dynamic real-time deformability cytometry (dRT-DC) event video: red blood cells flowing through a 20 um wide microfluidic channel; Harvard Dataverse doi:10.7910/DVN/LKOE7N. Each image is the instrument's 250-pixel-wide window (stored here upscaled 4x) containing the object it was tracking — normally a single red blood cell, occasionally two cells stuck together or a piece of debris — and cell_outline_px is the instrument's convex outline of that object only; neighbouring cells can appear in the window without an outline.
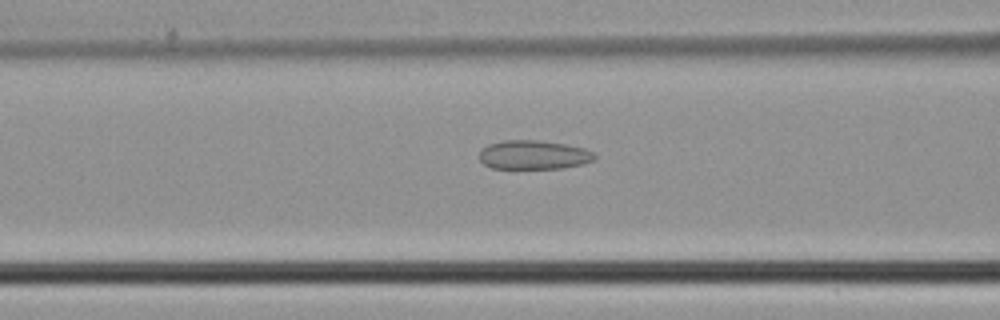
{"species": "common noctule bat (a hibernating species)", "species_latin": "Nyctalus noctula", "temperature_condition": "cold", "stored_images_in_passage": 42, "camera_frame_rate_fps": 3000, "um_per_image_px": 0.085, "animal": {"sex": "male", "body_mass_g": 21.5, "forearm_length_mm": 52.0}, "frame": {"image": 1, "passage_image": 18, "time_ms": 5.667, "image_size_px": [1000, 320], "cell_outline_px": [[596, 160], [584, 164], [564, 168], [492, 168], [484, 164], [480, 160], [480, 152], [488, 144], [500, 140], [536, 140], [564, 144], [584, 148], [596, 152]], "centroid_in_image_um": [45.41, 13.16], "position_along_channel_um": 121.2, "area_um2": 19.59}}
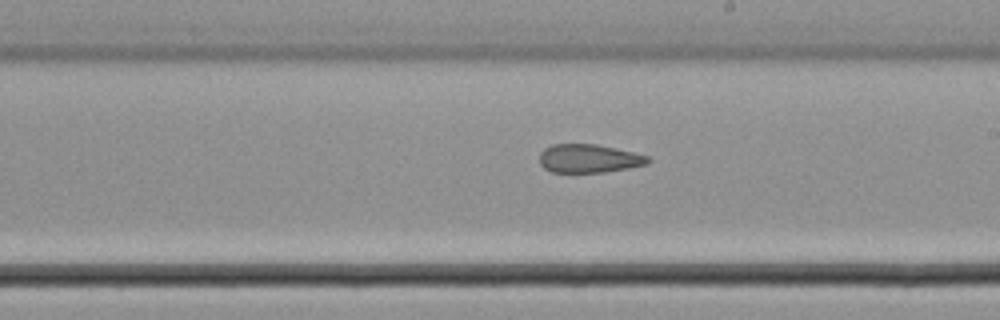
{"frame": {"image": 2, "passage_image": 26, "time_ms": 8.333, "image_size_px": [1000, 320], "cell_outline_px": [[652, 160], [648, 164], [628, 168], [604, 172], [552, 172], [544, 168], [540, 164], [540, 152], [544, 148], [552, 144], [596, 144], [616, 148], [648, 156]], "centroid_in_image_um": [50.05, 13.47], "position_along_channel_um": 238.9, "area_um2": 18.03}}
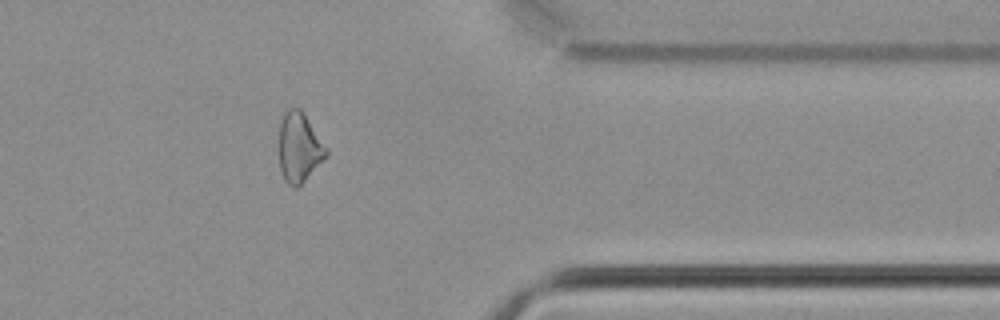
{"frame": {"image": 3, "passage_image": 37, "time_ms": 12.0, "image_size_px": [1000, 320], "cell_outline_px": [[328, 152], [304, 180], [296, 188], [288, 184], [284, 180], [280, 168], [280, 124], [284, 112], [288, 108], [300, 108], [304, 112], [328, 148]], "centroid_in_image_um": [25.42, 12.48], "position_along_channel_um": 386.0, "area_um2": 18.79}}